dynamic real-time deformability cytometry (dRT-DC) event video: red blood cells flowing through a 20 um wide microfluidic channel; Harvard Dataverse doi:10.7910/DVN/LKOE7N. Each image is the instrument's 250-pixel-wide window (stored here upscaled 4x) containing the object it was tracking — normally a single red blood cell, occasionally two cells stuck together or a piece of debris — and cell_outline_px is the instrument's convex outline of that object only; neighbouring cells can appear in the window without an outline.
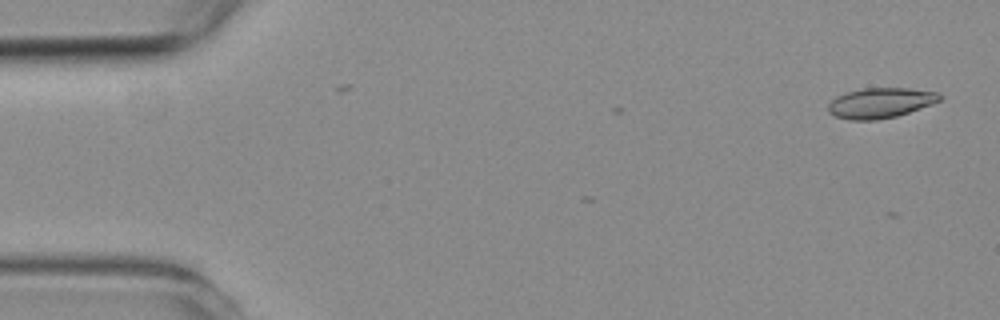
{"species": "common noctule bat (a hibernating species)", "species_latin": "Nyctalus noctula", "temperature_condition": "room temperature", "stored_images_in_passage": 3, "camera_frame_rate_fps": 3000, "um_per_image_px": 0.085, "animal": {"sex": "female", "body_mass_g": 19.3, "forearm_length_mm": 54.1}, "frame": {"image": 1, "passage_image": 1, "time_ms": 0.0, "image_size_px": [1000, 320], "cell_outline_px": [[944, 96], [940, 100], [920, 108], [896, 116], [876, 120], [848, 120], [836, 116], [828, 112], [828, 104], [836, 96], [848, 92], [864, 88], [908, 88], [940, 92]], "centroid_in_image_um": [74.84, 8.74], "position_along_channel_um": 10.2, "area_um2": 19.59}}